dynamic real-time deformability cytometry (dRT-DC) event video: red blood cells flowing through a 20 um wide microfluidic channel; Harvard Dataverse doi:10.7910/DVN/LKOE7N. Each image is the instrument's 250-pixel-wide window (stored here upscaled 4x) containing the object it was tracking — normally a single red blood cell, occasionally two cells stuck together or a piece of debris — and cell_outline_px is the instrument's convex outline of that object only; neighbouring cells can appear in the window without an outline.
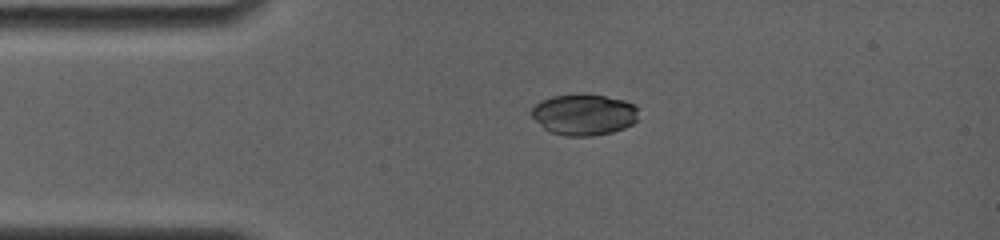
{"species": "common noctule bat (a hibernating species)", "species_latin": "Nyctalus noctula", "temperature_condition": "room temperature", "stored_images_in_passage": 20, "camera_frame_rate_fps": 4000, "um_per_image_px": 0.085, "animal": {"sex": "female", "body_mass_g": 19.0, "forearm_length_mm": 56.7}, "frame": {"image": 1, "passage_image": 1, "time_ms": 0.0, "image_size_px": [1000, 240], "cell_outline_px": [[636, 120], [632, 124], [624, 128], [612, 132], [592, 136], [568, 136], [552, 132], [544, 128], [532, 116], [532, 108], [540, 100], [552, 96], [580, 92], [588, 92], [624, 100], [636, 104]], "centroid_in_image_um": [49.64, 9.7], "position_along_channel_um": 35.4, "area_um2": 25.95}}
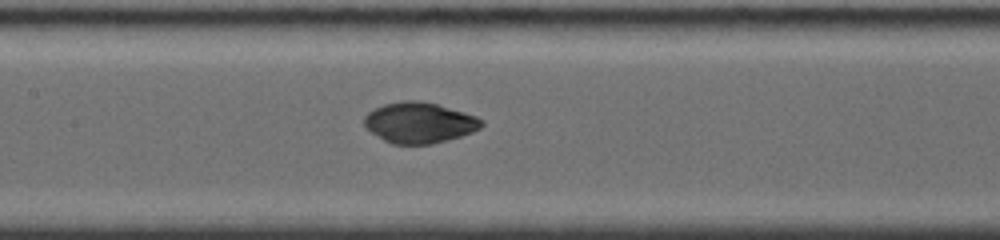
{"frame": {"image": 2, "passage_image": 12, "time_ms": 4.25, "image_size_px": [1000, 240], "cell_outline_px": [[484, 124], [480, 128], [472, 132], [460, 136], [432, 144], [392, 144], [384, 140], [372, 132], [364, 124], [364, 116], [372, 108], [384, 104], [400, 100], [416, 100], [436, 104], [476, 116], [484, 120]], "centroid_in_image_um": [35.63, 10.42], "position_along_channel_um": 171.8, "area_um2": 27.74}}
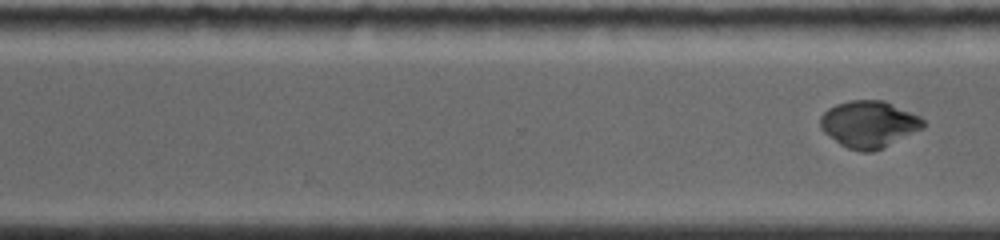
{"frame": {"image": 3, "passage_image": 20, "time_ms": 7.5, "image_size_px": [1000, 240], "cell_outline_px": [[924, 128], [872, 152], [864, 152], [848, 148], [840, 144], [824, 132], [820, 128], [820, 116], [828, 108], [836, 104], [848, 100], [884, 100], [920, 116], [924, 120]], "centroid_in_image_um": [73.84, 10.54], "position_along_channel_um": 296.8, "area_um2": 27.92}}